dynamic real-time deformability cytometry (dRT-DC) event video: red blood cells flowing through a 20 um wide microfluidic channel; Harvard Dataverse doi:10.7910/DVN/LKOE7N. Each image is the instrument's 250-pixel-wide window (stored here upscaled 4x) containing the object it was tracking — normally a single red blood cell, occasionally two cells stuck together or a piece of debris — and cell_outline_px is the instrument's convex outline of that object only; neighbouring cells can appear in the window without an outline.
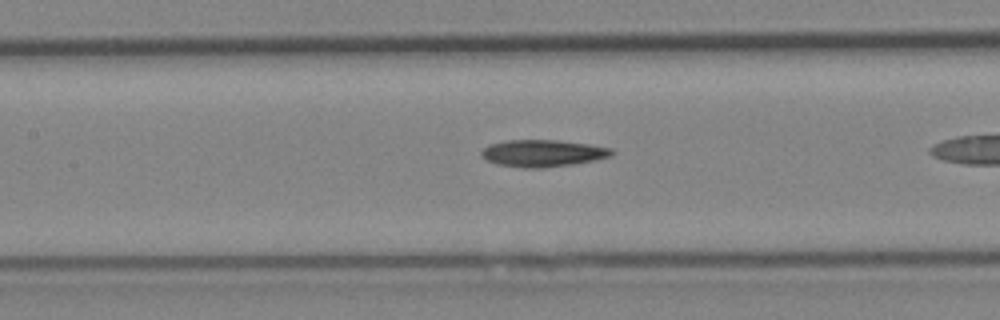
{"species": "Egyptian fruit bat (a non-hibernating species)", "species_latin": "Rousettus aegyptiacus", "temperature_condition": "cold", "stored_images_in_passage": 33, "camera_frame_rate_fps": 3000, "um_per_image_px": 0.085, "animal": {"sex": "female"}, "frame": {"image": 1, "passage_image": 18, "time_ms": 5.667, "image_size_px": [1000, 320], "cell_outline_px": [[616, 152], [612, 156], [596, 160], [572, 164], [544, 168], [524, 168], [496, 164], [480, 156], [480, 152], [484, 148], [492, 144], [504, 140], [556, 140], [592, 144], [612, 148]], "centroid_in_image_um": [46.18, 13.02], "position_along_channel_um": 161.2, "area_um2": 20.69}}
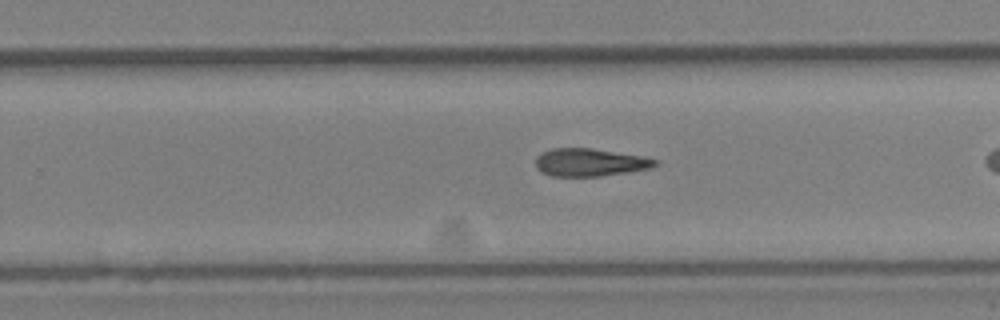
{"frame": {"image": 2, "passage_image": 26, "time_ms": 8.333, "image_size_px": [1000, 320], "cell_outline_px": [[660, 164], [652, 168], [628, 172], [600, 176], [552, 176], [540, 172], [536, 168], [536, 156], [552, 148], [592, 148], [644, 156], [660, 160]], "centroid_in_image_um": [50.19, 13.8], "position_along_channel_um": 279.6, "area_um2": 19.59}}
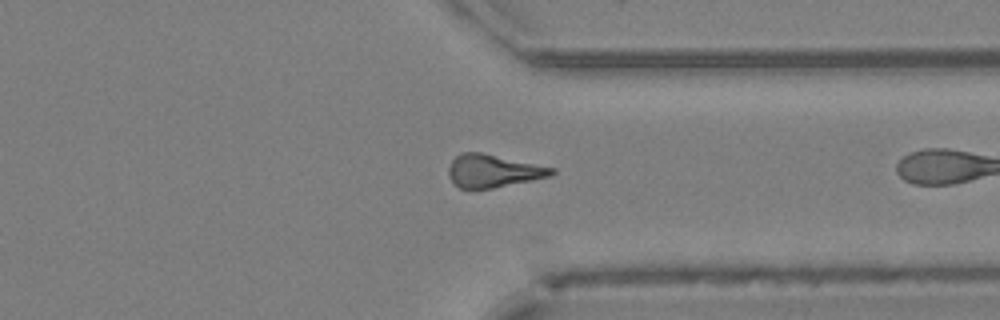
{"frame": {"image": 3, "passage_image": 32, "time_ms": 10.333, "image_size_px": [1000, 320], "cell_outline_px": [[556, 172], [552, 176], [492, 188], [460, 188], [448, 176], [448, 168], [452, 160], [456, 156], [464, 152], [480, 152], [556, 168]], "centroid_in_image_um": [41.94, 14.52], "position_along_channel_um": 369.5, "area_um2": 19.54}}